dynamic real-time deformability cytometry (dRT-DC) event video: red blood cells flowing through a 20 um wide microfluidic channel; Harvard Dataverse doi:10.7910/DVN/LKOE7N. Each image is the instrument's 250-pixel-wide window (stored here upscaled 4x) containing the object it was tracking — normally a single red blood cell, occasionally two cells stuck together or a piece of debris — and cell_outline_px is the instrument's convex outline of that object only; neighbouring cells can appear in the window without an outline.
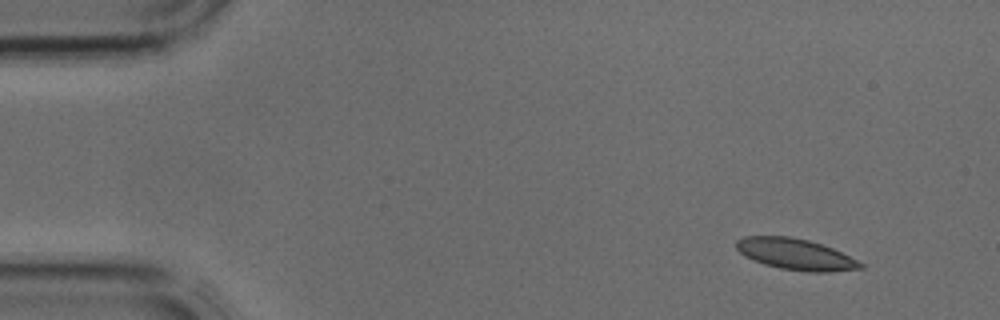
{"species": "common noctule bat (a hibernating species)", "species_latin": "Nyctalus noctula", "temperature_condition": "cold", "stored_images_in_passage": 2, "camera_frame_rate_fps": 3000, "um_per_image_px": 0.085, "animal": {"sex": "male", "body_mass_g": 17.9, "forearm_length_mm": 54.2}, "frame": {"image": 1, "passage_image": 1, "time_ms": 0.0, "image_size_px": [1000, 320], "cell_outline_px": [[864, 268], [828, 272], [808, 272], [780, 268], [764, 264], [752, 260], [744, 256], [736, 248], [736, 240], [744, 236], [792, 236], [808, 240], [832, 248], [864, 264]], "centroid_in_image_um": [67.58, 21.61], "position_along_channel_um": 17.4, "area_um2": 22.48}}